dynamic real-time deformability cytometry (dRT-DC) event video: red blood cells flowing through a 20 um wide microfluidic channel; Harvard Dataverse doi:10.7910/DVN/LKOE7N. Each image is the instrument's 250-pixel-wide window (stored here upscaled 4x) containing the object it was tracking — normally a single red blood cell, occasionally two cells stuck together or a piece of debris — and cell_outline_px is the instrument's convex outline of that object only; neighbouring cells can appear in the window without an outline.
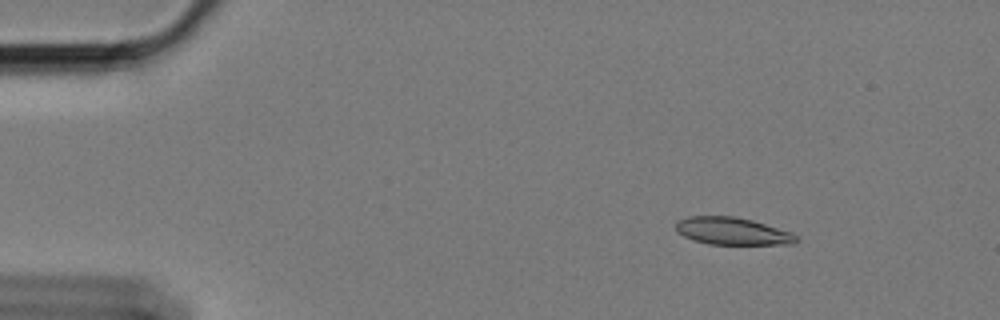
{"species": "Egyptian fruit bat (a non-hibernating species)", "species_latin": "Rousettus aegyptiacus", "temperature_condition": "cold", "stored_images_in_passage": 52, "camera_frame_rate_fps": 3000, "um_per_image_px": 0.085, "animal": {"sex": "female"}, "frame": {"image": 1, "passage_image": 1, "time_ms": 0.0, "image_size_px": [1000, 320], "cell_outline_px": [[800, 240], [792, 244], [708, 244], [684, 236], [676, 232], [676, 220], [688, 216], [732, 216], [752, 220], [792, 232]], "centroid_in_image_um": [62.24, 19.64], "position_along_channel_um": 22.8, "area_um2": 19.19}}
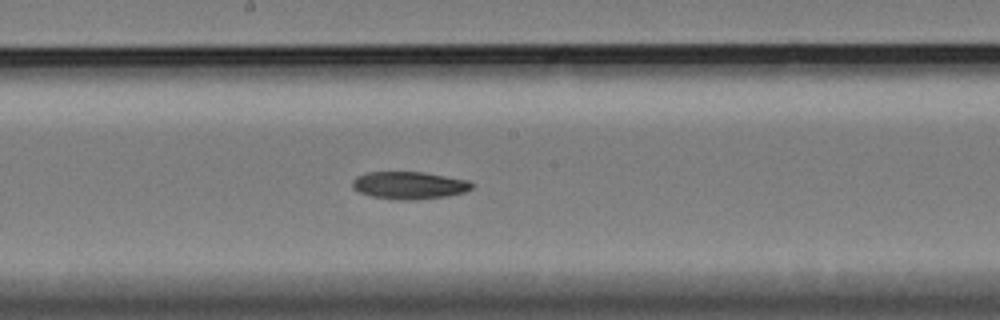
{"frame": {"image": 2, "passage_image": 25, "time_ms": 8.0, "image_size_px": [1000, 320], "cell_outline_px": [[476, 184], [472, 188], [464, 192], [448, 196], [416, 200], [396, 200], [372, 196], [360, 192], [352, 188], [352, 180], [356, 176], [368, 172], [420, 172], [468, 180]], "centroid_in_image_um": [34.78, 15.76], "position_along_channel_um": 213.4, "area_um2": 19.19}}
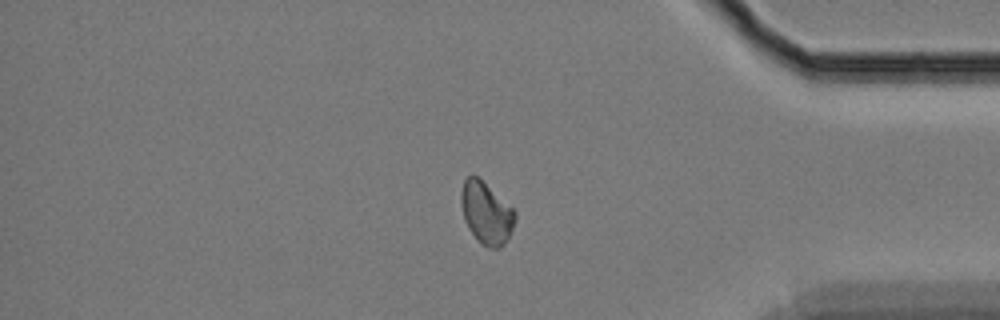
{"frame": {"image": 3, "passage_image": 43, "time_ms": 14.0, "image_size_px": [1000, 320], "cell_outline_px": [[516, 220], [504, 244], [500, 248], [488, 248], [480, 244], [468, 228], [464, 220], [460, 200], [460, 192], [464, 180], [472, 172], [512, 208], [516, 212]], "centroid_in_image_um": [41.3, 18.11], "position_along_channel_um": 393.9, "area_um2": 19.42}, "authors_computed_cell_mechanics": {"area_um2": 19.4208, "velocity_mm_per_s": 3.374, "shape_relaxation_time_tau1_ms": 5.4043, "shape_relaxation_time_tau2_ms": null, "deformation_change_tau1": 0.1184, "deformation_change_tau2": null}}